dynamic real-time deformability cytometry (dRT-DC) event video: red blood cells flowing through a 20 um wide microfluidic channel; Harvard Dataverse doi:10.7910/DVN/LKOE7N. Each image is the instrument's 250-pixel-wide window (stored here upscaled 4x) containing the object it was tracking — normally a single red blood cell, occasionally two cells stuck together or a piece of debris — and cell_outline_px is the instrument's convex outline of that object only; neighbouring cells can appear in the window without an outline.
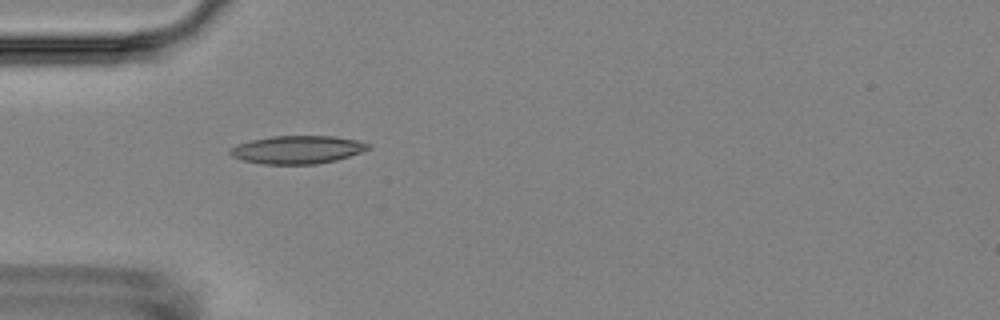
{"species": "Egyptian fruit bat (a non-hibernating species)", "species_latin": "Rousettus aegyptiacus", "temperature_condition": "room temperature", "stored_images_in_passage": 4, "camera_frame_rate_fps": 3000, "um_per_image_px": 0.085, "animal": {"sex": "female"}, "frame": {"image": 1, "passage_image": 3, "time_ms": 2.667, "image_size_px": [1000, 320], "cell_outline_px": [[372, 144], [368, 148], [360, 152], [336, 160], [316, 164], [264, 164], [244, 160], [232, 156], [228, 152], [232, 148], [240, 144], [252, 140], [272, 136], [336, 136], [356, 140]], "centroid_in_image_um": [25.3, 12.72], "position_along_channel_um": 59.7, "area_um2": 22.25}}
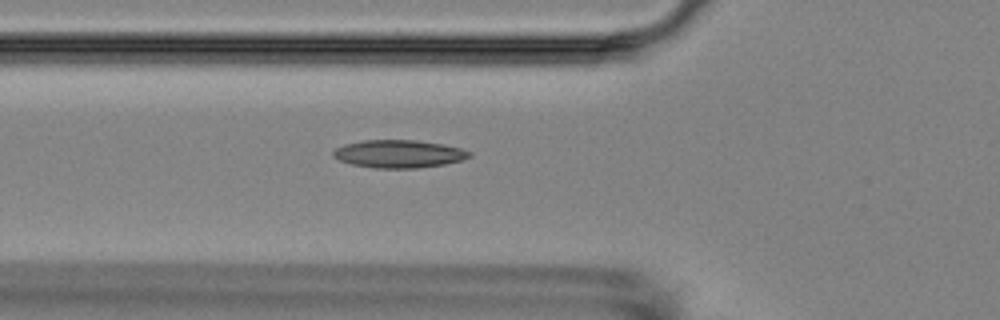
{"frame": {"image": 2, "passage_image": 4, "time_ms": 3.667, "image_size_px": [1000, 320], "cell_outline_px": [[472, 156], [460, 160], [444, 164], [416, 168], [376, 168], [352, 164], [340, 160], [332, 156], [332, 152], [336, 148], [344, 144], [364, 140], [416, 140], [444, 144], [460, 148], [472, 152]], "centroid_in_image_um": [33.9, 13.07], "position_along_channel_um": 91.9, "area_um2": 22.02}}